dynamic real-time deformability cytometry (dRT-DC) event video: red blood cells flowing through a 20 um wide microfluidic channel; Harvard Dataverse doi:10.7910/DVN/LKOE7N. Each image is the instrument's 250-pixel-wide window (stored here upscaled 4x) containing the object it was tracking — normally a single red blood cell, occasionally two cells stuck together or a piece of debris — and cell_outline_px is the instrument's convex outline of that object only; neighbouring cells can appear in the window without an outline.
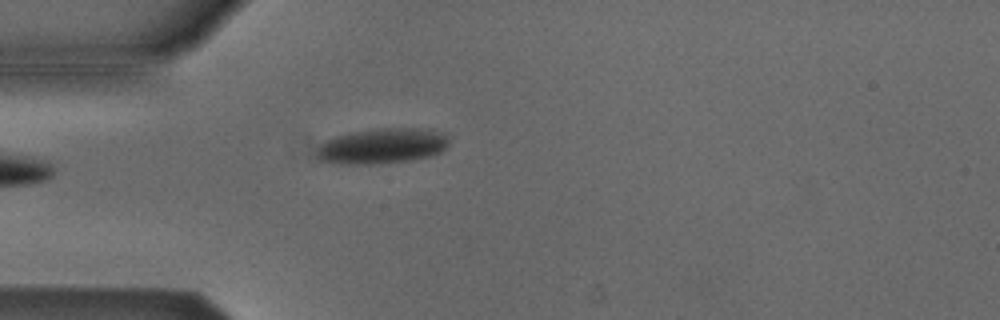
{"species": "Egyptian fruit bat (a non-hibernating species)", "species_latin": "Rousettus aegyptiacus", "temperature_condition": "cold", "stored_images_in_passage": 5, "camera_frame_rate_fps": 3000, "um_per_image_px": 0.085, "animal": {"sex": "male"}, "frame": {"image": 1, "passage_image": 1, "time_ms": 0.0, "image_size_px": [1000, 320], "cell_outline_px": [[452, 136], [448, 144], [440, 152], [428, 156], [408, 160], [372, 164], [340, 164], [320, 160], [316, 156], [316, 148], [324, 140], [336, 136], [352, 132], [376, 128], [432, 128], [448, 132]], "centroid_in_image_um": [32.53, 12.38], "position_along_channel_um": 52.5, "area_um2": 27.8}}